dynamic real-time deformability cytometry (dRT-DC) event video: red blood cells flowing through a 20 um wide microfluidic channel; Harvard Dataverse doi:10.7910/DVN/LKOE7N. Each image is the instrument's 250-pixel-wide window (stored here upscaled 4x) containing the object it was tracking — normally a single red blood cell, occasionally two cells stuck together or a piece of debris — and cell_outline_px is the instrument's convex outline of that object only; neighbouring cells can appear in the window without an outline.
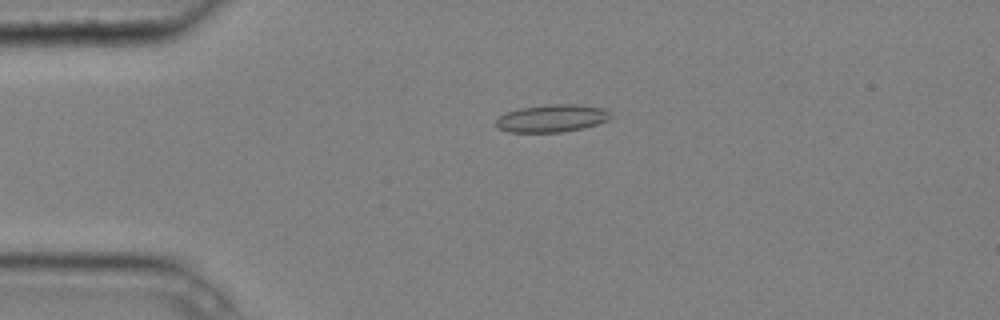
{"species": "common noctule bat (a hibernating species)", "species_latin": "Nyctalus noctula", "temperature_condition": "cold", "stored_images_in_passage": 4, "camera_frame_rate_fps": 3000, "um_per_image_px": 0.085, "animal": {"sex": "male", "body_mass_g": 20.4}, "frame": {"image": 1, "passage_image": 3, "time_ms": 0.667, "image_size_px": [1000, 320], "cell_outline_px": [[612, 116], [608, 120], [584, 128], [564, 132], [508, 132], [500, 128], [496, 124], [496, 120], [500, 116], [508, 112], [520, 108], [548, 104], [576, 104], [604, 108]], "centroid_in_image_um": [46.93, 10.05], "position_along_channel_um": 38.1, "area_um2": 18.32}}